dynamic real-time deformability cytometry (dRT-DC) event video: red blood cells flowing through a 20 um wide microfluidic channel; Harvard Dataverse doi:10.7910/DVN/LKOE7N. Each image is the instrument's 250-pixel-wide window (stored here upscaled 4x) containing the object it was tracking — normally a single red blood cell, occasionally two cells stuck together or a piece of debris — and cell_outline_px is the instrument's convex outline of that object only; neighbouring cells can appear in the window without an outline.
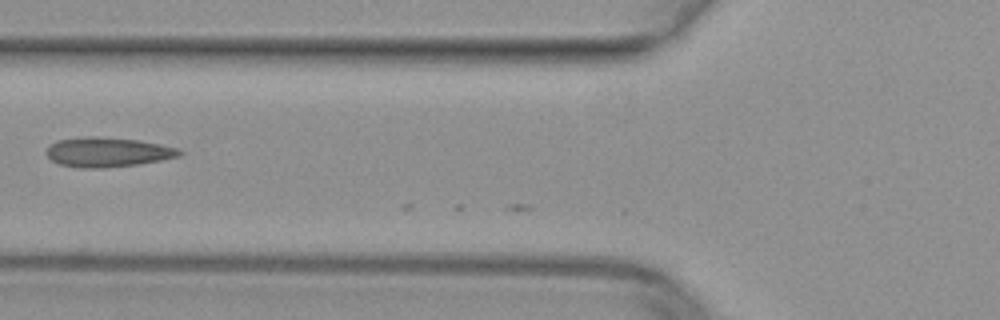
{"species": "common noctule bat (a hibernating species)", "species_latin": "Nyctalus noctula", "temperature_condition": "warm", "stored_images_in_passage": 6, "camera_frame_rate_fps": 3000, "um_per_image_px": 0.085, "animal": {"sex": "female", "body_mass_g": 29.2, "forearm_length_mm": 56.3}, "frame": {"image": 1, "passage_image": 4, "time_ms": 1.0, "image_size_px": [1000, 320], "cell_outline_px": [[184, 152], [180, 156], [160, 160], [136, 164], [104, 168], [80, 168], [60, 164], [52, 160], [48, 156], [48, 148], [56, 140], [140, 140], [160, 144], [176, 148]], "centroid_in_image_um": [9.23, 13.0], "position_along_channel_um": 116.6, "area_um2": 21.44}}